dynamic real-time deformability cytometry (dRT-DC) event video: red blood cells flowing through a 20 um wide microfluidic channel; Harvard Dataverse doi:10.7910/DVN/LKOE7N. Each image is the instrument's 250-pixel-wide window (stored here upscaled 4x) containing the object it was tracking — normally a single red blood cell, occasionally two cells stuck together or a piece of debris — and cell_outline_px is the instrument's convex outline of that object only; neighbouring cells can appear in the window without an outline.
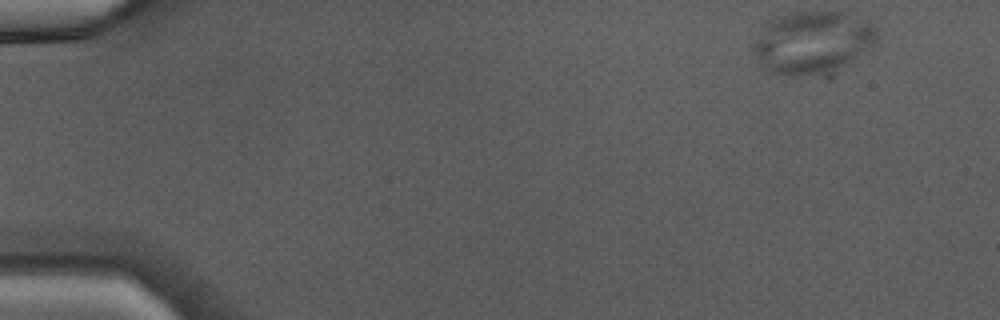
{"species": "Egyptian fruit bat (a non-hibernating species)", "species_latin": "Rousettus aegyptiacus", "temperature_condition": "warm", "stored_images_in_passage": 43, "camera_frame_rate_fps": 3000, "um_per_image_px": 0.085, "animal": {"sex": "male"}, "frame": {"image": 1, "passage_image": 1, "time_ms": 0.0, "image_size_px": [1000, 320], "cell_outline_px": [[880, 36], [868, 48], [844, 64], [832, 68], [816, 72], [788, 76], [784, 76], [768, 72], [760, 64], [752, 52], [752, 44], [756, 36], [768, 20], [796, 12], [844, 12], [868, 20], [876, 28]], "centroid_in_image_um": [69.0, 3.56], "position_along_channel_um": 16.0, "area_um2": 44.1}}
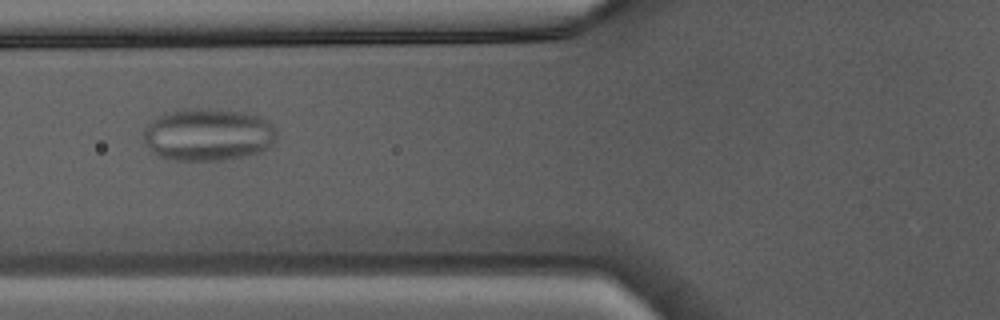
{"frame": {"image": 2, "passage_image": 16, "time_ms": 5.0, "image_size_px": [1000, 320], "cell_outline_px": [[276, 140], [268, 148], [260, 152], [220, 160], [172, 160], [156, 156], [148, 148], [144, 140], [144, 128], [152, 120], [164, 112], [184, 108], [208, 108], [244, 112], [260, 116], [268, 120], [276, 128]], "centroid_in_image_um": [17.67, 11.42], "position_along_channel_um": 108.1, "area_um2": 41.15}}
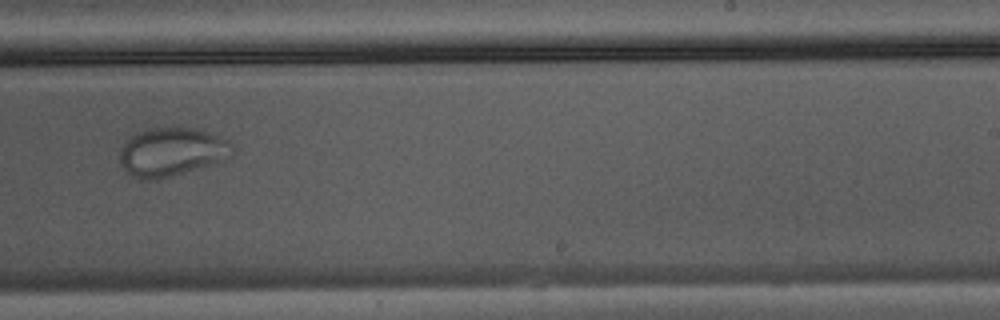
{"frame": {"image": 3, "passage_image": 27, "time_ms": 8.667, "image_size_px": [1000, 320], "cell_outline_px": [[236, 148], [228, 156], [212, 164], [156, 180], [140, 180], [132, 176], [124, 168], [120, 160], [120, 148], [128, 136], [152, 128], [196, 128], [208, 132], [228, 140]], "centroid_in_image_um": [14.56, 12.91], "position_along_channel_um": 274.4, "area_um2": 31.62}}